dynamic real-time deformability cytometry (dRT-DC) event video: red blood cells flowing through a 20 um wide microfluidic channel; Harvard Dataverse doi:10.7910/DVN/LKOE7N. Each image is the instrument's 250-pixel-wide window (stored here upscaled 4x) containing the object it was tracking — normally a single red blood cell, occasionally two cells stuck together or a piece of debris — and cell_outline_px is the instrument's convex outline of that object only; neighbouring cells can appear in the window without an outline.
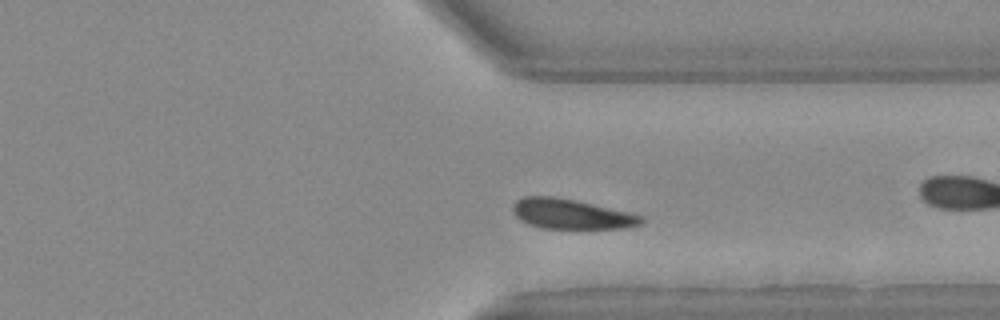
{"species": "Egyptian fruit bat (a non-hibernating species)", "species_latin": "Rousettus aegyptiacus", "temperature_condition": "warm", "stored_images_in_passage": 35, "camera_frame_rate_fps": 3000, "um_per_image_px": 0.085, "animal": {"sex": "female"}, "frame": {"image": 1, "passage_image": 30, "time_ms": 9.667, "image_size_px": [1000, 320], "cell_outline_px": [[644, 224], [624, 228], [540, 228], [528, 224], [520, 220], [512, 212], [512, 208], [516, 200], [524, 196], [552, 196], [572, 200], [628, 212], [644, 216]], "centroid_in_image_um": [48.54, 18.2], "position_along_channel_um": 362.9, "area_um2": 22.25}}